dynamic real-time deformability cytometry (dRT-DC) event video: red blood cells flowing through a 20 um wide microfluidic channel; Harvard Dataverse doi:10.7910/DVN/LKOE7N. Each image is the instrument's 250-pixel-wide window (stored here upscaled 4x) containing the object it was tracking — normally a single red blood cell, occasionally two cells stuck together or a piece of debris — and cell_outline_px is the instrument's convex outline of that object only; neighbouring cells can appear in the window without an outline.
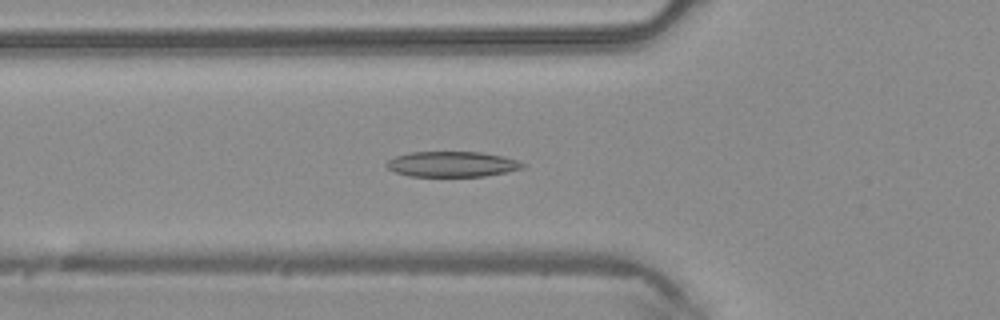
{"species": "common noctule bat (a hibernating species)", "species_latin": "Nyctalus noctula", "temperature_condition": "warm", "stored_images_in_passage": 48, "camera_frame_rate_fps": 3000, "um_per_image_px": 0.085, "animal": {"sex": "male", "body_mass_g": 20.4}, "frame": {"image": 1, "passage_image": 17, "time_ms": 5.333, "image_size_px": [1000, 320], "cell_outline_px": [[524, 168], [484, 176], [408, 176], [396, 172], [388, 168], [384, 164], [388, 160], [396, 156], [412, 152], [480, 152], [504, 156], [516, 160], [524, 164]], "centroid_in_image_um": [38.4, 13.95], "position_along_channel_um": 87.4, "area_um2": 20.0}}
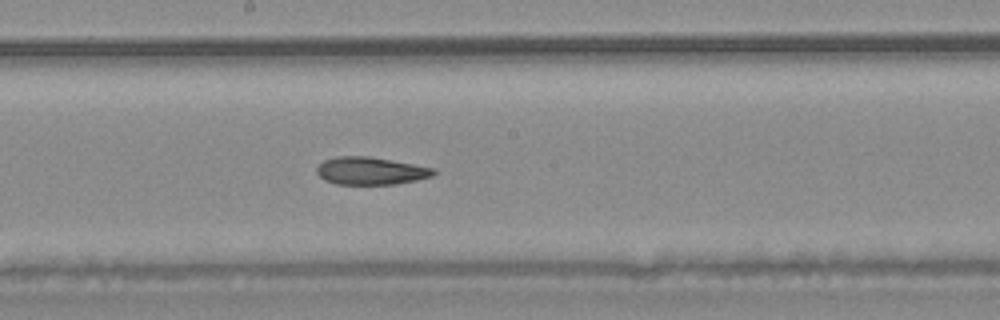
{"frame": {"image": 2, "passage_image": 26, "time_ms": 8.333, "image_size_px": [1000, 320], "cell_outline_px": [[436, 172], [432, 176], [416, 180], [396, 184], [336, 184], [324, 180], [316, 172], [316, 168], [324, 160], [336, 156], [368, 156], [436, 168]], "centroid_in_image_um": [31.5, 14.52], "position_along_channel_um": 216.7, "area_um2": 18.79}}
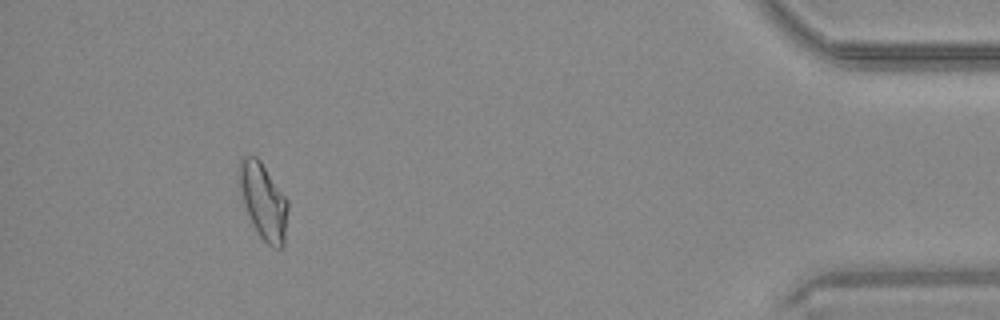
{"frame": {"image": 3, "passage_image": 44, "time_ms": 14.333, "image_size_px": [1000, 320], "cell_outline_px": [[288, 208], [284, 244], [280, 248], [276, 248], [268, 244], [256, 232], [252, 224], [244, 204], [236, 180], [236, 172], [240, 160], [244, 156], [256, 156], [260, 160], [288, 200]], "centroid_in_image_um": [22.35, 17.06], "position_along_channel_um": 412.9, "area_um2": 21.85}}